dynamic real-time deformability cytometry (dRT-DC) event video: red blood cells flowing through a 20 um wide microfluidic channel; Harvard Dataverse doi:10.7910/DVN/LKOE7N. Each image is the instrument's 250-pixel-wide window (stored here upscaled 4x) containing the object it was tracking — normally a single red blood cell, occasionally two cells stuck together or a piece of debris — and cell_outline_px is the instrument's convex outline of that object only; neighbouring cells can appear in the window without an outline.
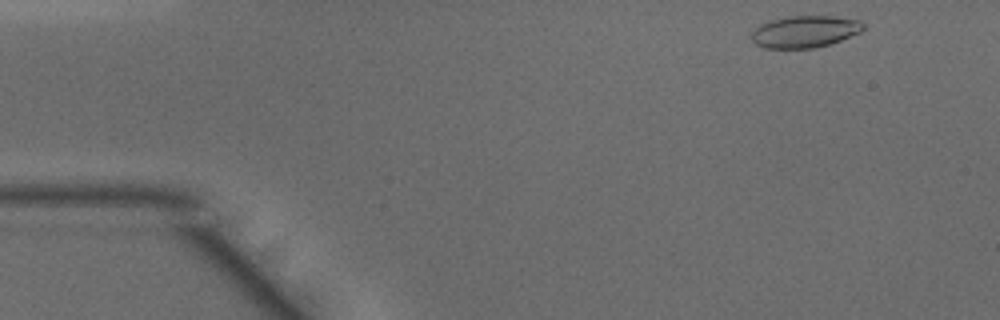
{"species": "common noctule bat (a hibernating species)", "species_latin": "Nyctalus noctula", "temperature_condition": "warm", "stored_images_in_passage": 44, "camera_frame_rate_fps": 3000, "um_per_image_px": 0.085, "animal": {"sex": "male", "body_mass_g": 15.6}, "frame": {"image": 1, "passage_image": 1, "time_ms": 0.0, "image_size_px": [1000, 320], "cell_outline_px": [[864, 28], [860, 32], [840, 40], [828, 44], [812, 48], [764, 48], [756, 44], [752, 40], [752, 32], [760, 24], [768, 20], [788, 16], [832, 16], [860, 20], [864, 24]], "centroid_in_image_um": [68.39, 2.68], "position_along_channel_um": 16.6, "area_um2": 20.69}}
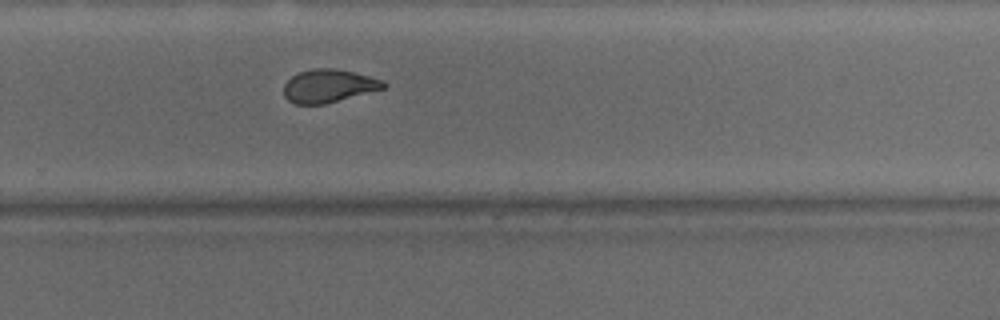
{"frame": {"image": 2, "passage_image": 28, "time_ms": 9.0, "image_size_px": [1000, 320], "cell_outline_px": [[388, 84], [384, 88], [324, 104], [296, 104], [288, 100], [284, 96], [284, 84], [296, 72], [312, 68], [336, 68], [384, 80]], "centroid_in_image_um": [27.91, 7.29], "position_along_channel_um": 301.9, "area_um2": 19.19}}
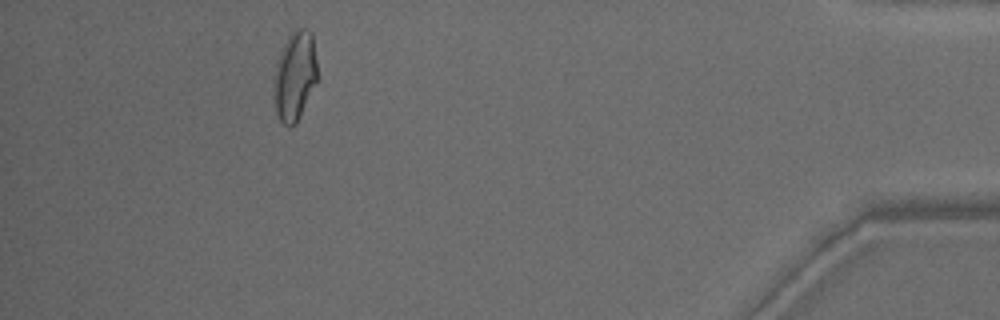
{"frame": {"image": 3, "passage_image": 40, "time_ms": 13.0, "image_size_px": [1000, 320], "cell_outline_px": [[316, 80], [296, 124], [288, 128], [276, 116], [272, 80], [280, 52], [288, 36], [296, 28], [304, 28], [312, 32], [316, 60]], "centroid_in_image_um": [25.02, 6.46], "position_along_channel_um": 410.2, "area_um2": 22.54}, "authors_computed_cell_mechanics": {"area_um2": 20.4612, "velocity_mm_per_s": 4.1949, "shape_relaxation_time_tau1_ms": null, "shape_relaxation_time_tau2_ms": 1.4983, "deformation_change_tau1": null, "deformation_change_tau2": 0.0775}}